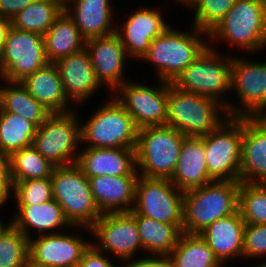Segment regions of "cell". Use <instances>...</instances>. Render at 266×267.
Listing matches in <instances>:
<instances>
[{"label": "cell", "mask_w": 266, "mask_h": 267, "mask_svg": "<svg viewBox=\"0 0 266 267\" xmlns=\"http://www.w3.org/2000/svg\"><path fill=\"white\" fill-rule=\"evenodd\" d=\"M173 24L150 43L148 52L140 60L151 66L154 79L168 83H172L209 45L207 32L192 24H187L190 29Z\"/></svg>", "instance_id": "6da1fadb"}, {"label": "cell", "mask_w": 266, "mask_h": 267, "mask_svg": "<svg viewBox=\"0 0 266 267\" xmlns=\"http://www.w3.org/2000/svg\"><path fill=\"white\" fill-rule=\"evenodd\" d=\"M208 39L209 46L228 44L224 50H227L225 53L229 55H235L236 48V51L241 50L245 52L244 55L248 54L250 57L261 51L264 53L266 0H236L220 23L208 33Z\"/></svg>", "instance_id": "7a4b0ae2"}, {"label": "cell", "mask_w": 266, "mask_h": 267, "mask_svg": "<svg viewBox=\"0 0 266 267\" xmlns=\"http://www.w3.org/2000/svg\"><path fill=\"white\" fill-rule=\"evenodd\" d=\"M217 48L208 45L171 84L184 92L215 99L226 107L229 115L232 55Z\"/></svg>", "instance_id": "3957f363"}, {"label": "cell", "mask_w": 266, "mask_h": 267, "mask_svg": "<svg viewBox=\"0 0 266 267\" xmlns=\"http://www.w3.org/2000/svg\"><path fill=\"white\" fill-rule=\"evenodd\" d=\"M105 97L86 120L79 113L80 147L136 148L138 128L132 117L112 94Z\"/></svg>", "instance_id": "277c9868"}, {"label": "cell", "mask_w": 266, "mask_h": 267, "mask_svg": "<svg viewBox=\"0 0 266 267\" xmlns=\"http://www.w3.org/2000/svg\"><path fill=\"white\" fill-rule=\"evenodd\" d=\"M167 120L185 136L202 137L229 118L226 107L215 99L179 90L167 82Z\"/></svg>", "instance_id": "5b68a950"}, {"label": "cell", "mask_w": 266, "mask_h": 267, "mask_svg": "<svg viewBox=\"0 0 266 267\" xmlns=\"http://www.w3.org/2000/svg\"><path fill=\"white\" fill-rule=\"evenodd\" d=\"M240 181H217L184 192L182 232L199 234L238 210Z\"/></svg>", "instance_id": "8992f818"}, {"label": "cell", "mask_w": 266, "mask_h": 267, "mask_svg": "<svg viewBox=\"0 0 266 267\" xmlns=\"http://www.w3.org/2000/svg\"><path fill=\"white\" fill-rule=\"evenodd\" d=\"M184 137L167 125L138 129L135 149L138 174L147 178L171 179Z\"/></svg>", "instance_id": "52a82bcc"}, {"label": "cell", "mask_w": 266, "mask_h": 267, "mask_svg": "<svg viewBox=\"0 0 266 267\" xmlns=\"http://www.w3.org/2000/svg\"><path fill=\"white\" fill-rule=\"evenodd\" d=\"M51 180L53 198L71 226L90 228L102 215L94 201L89 180L76 163L56 166Z\"/></svg>", "instance_id": "ba28073f"}, {"label": "cell", "mask_w": 266, "mask_h": 267, "mask_svg": "<svg viewBox=\"0 0 266 267\" xmlns=\"http://www.w3.org/2000/svg\"><path fill=\"white\" fill-rule=\"evenodd\" d=\"M243 55H232L229 117H266V61Z\"/></svg>", "instance_id": "9c48e42d"}, {"label": "cell", "mask_w": 266, "mask_h": 267, "mask_svg": "<svg viewBox=\"0 0 266 267\" xmlns=\"http://www.w3.org/2000/svg\"><path fill=\"white\" fill-rule=\"evenodd\" d=\"M78 111H82L80 106L65 113H51L37 127L32 146L55 166L77 162L80 150Z\"/></svg>", "instance_id": "30bf717a"}, {"label": "cell", "mask_w": 266, "mask_h": 267, "mask_svg": "<svg viewBox=\"0 0 266 267\" xmlns=\"http://www.w3.org/2000/svg\"><path fill=\"white\" fill-rule=\"evenodd\" d=\"M243 117H229L204 136L207 172L213 180L239 181Z\"/></svg>", "instance_id": "8fae6325"}, {"label": "cell", "mask_w": 266, "mask_h": 267, "mask_svg": "<svg viewBox=\"0 0 266 267\" xmlns=\"http://www.w3.org/2000/svg\"><path fill=\"white\" fill-rule=\"evenodd\" d=\"M135 77L137 75L120 85L112 95L126 109L138 129L166 125L167 82L155 79V83L151 80L147 84L144 79L142 82Z\"/></svg>", "instance_id": "7c38bea8"}, {"label": "cell", "mask_w": 266, "mask_h": 267, "mask_svg": "<svg viewBox=\"0 0 266 267\" xmlns=\"http://www.w3.org/2000/svg\"><path fill=\"white\" fill-rule=\"evenodd\" d=\"M149 7L141 4L126 12L120 10L117 15L116 33L123 44L127 55L133 60H140L148 52L150 43L161 35L172 23L166 16L162 5ZM120 12V13H119ZM123 19H122V15ZM125 14V15H124ZM165 14V15H164ZM166 16V17H165Z\"/></svg>", "instance_id": "4fadbf2b"}, {"label": "cell", "mask_w": 266, "mask_h": 267, "mask_svg": "<svg viewBox=\"0 0 266 267\" xmlns=\"http://www.w3.org/2000/svg\"><path fill=\"white\" fill-rule=\"evenodd\" d=\"M184 192L170 179L140 176L136 182L134 206L130 214H140L171 225L183 226Z\"/></svg>", "instance_id": "5bb4252c"}, {"label": "cell", "mask_w": 266, "mask_h": 267, "mask_svg": "<svg viewBox=\"0 0 266 267\" xmlns=\"http://www.w3.org/2000/svg\"><path fill=\"white\" fill-rule=\"evenodd\" d=\"M90 231L91 244L122 263L144 256L136 219L129 212L102 214Z\"/></svg>", "instance_id": "9a60e30c"}, {"label": "cell", "mask_w": 266, "mask_h": 267, "mask_svg": "<svg viewBox=\"0 0 266 267\" xmlns=\"http://www.w3.org/2000/svg\"><path fill=\"white\" fill-rule=\"evenodd\" d=\"M89 238L90 228L81 226L36 236L29 239V257L47 267H79L84 252L91 245L92 238Z\"/></svg>", "instance_id": "2e32d148"}, {"label": "cell", "mask_w": 266, "mask_h": 267, "mask_svg": "<svg viewBox=\"0 0 266 267\" xmlns=\"http://www.w3.org/2000/svg\"><path fill=\"white\" fill-rule=\"evenodd\" d=\"M47 63L43 35L11 26L0 56V79L22 82Z\"/></svg>", "instance_id": "e0dca14e"}, {"label": "cell", "mask_w": 266, "mask_h": 267, "mask_svg": "<svg viewBox=\"0 0 266 267\" xmlns=\"http://www.w3.org/2000/svg\"><path fill=\"white\" fill-rule=\"evenodd\" d=\"M85 49L90 54L97 81L103 89L108 88V94L111 95L120 85L133 78L126 68L129 71L128 62L134 61L127 55L116 32L87 40Z\"/></svg>", "instance_id": "ac0fdd59"}, {"label": "cell", "mask_w": 266, "mask_h": 267, "mask_svg": "<svg viewBox=\"0 0 266 267\" xmlns=\"http://www.w3.org/2000/svg\"><path fill=\"white\" fill-rule=\"evenodd\" d=\"M66 97L77 107L99 96L103 87L97 81L89 52L84 49L55 62ZM101 89V90H100ZM100 93H99V92ZM98 93V94H97ZM87 101V102H86Z\"/></svg>", "instance_id": "d6986e66"}, {"label": "cell", "mask_w": 266, "mask_h": 267, "mask_svg": "<svg viewBox=\"0 0 266 267\" xmlns=\"http://www.w3.org/2000/svg\"><path fill=\"white\" fill-rule=\"evenodd\" d=\"M113 1L64 0V11L87 41L116 32L118 8Z\"/></svg>", "instance_id": "ffe728a7"}, {"label": "cell", "mask_w": 266, "mask_h": 267, "mask_svg": "<svg viewBox=\"0 0 266 267\" xmlns=\"http://www.w3.org/2000/svg\"><path fill=\"white\" fill-rule=\"evenodd\" d=\"M11 224L28 239L36 236L58 233L71 227L64 217L61 206L53 198L38 205L11 206ZM14 209V210H12ZM13 213V214H12Z\"/></svg>", "instance_id": "44dd1931"}, {"label": "cell", "mask_w": 266, "mask_h": 267, "mask_svg": "<svg viewBox=\"0 0 266 267\" xmlns=\"http://www.w3.org/2000/svg\"><path fill=\"white\" fill-rule=\"evenodd\" d=\"M245 222L237 210L234 214L217 219L199 235L213 250L224 267L243 261V238Z\"/></svg>", "instance_id": "7402d4cb"}, {"label": "cell", "mask_w": 266, "mask_h": 267, "mask_svg": "<svg viewBox=\"0 0 266 267\" xmlns=\"http://www.w3.org/2000/svg\"><path fill=\"white\" fill-rule=\"evenodd\" d=\"M239 181L266 183V117H243Z\"/></svg>", "instance_id": "603a6c76"}, {"label": "cell", "mask_w": 266, "mask_h": 267, "mask_svg": "<svg viewBox=\"0 0 266 267\" xmlns=\"http://www.w3.org/2000/svg\"><path fill=\"white\" fill-rule=\"evenodd\" d=\"M135 149L80 147L76 164L87 178L139 175Z\"/></svg>", "instance_id": "cb8c5ba5"}, {"label": "cell", "mask_w": 266, "mask_h": 267, "mask_svg": "<svg viewBox=\"0 0 266 267\" xmlns=\"http://www.w3.org/2000/svg\"><path fill=\"white\" fill-rule=\"evenodd\" d=\"M139 175H104L88 178L94 201L102 214L130 212Z\"/></svg>", "instance_id": "d4e9b609"}, {"label": "cell", "mask_w": 266, "mask_h": 267, "mask_svg": "<svg viewBox=\"0 0 266 267\" xmlns=\"http://www.w3.org/2000/svg\"><path fill=\"white\" fill-rule=\"evenodd\" d=\"M170 181L183 192L214 181L207 172L204 136L184 137L177 166Z\"/></svg>", "instance_id": "484cf974"}, {"label": "cell", "mask_w": 266, "mask_h": 267, "mask_svg": "<svg viewBox=\"0 0 266 267\" xmlns=\"http://www.w3.org/2000/svg\"><path fill=\"white\" fill-rule=\"evenodd\" d=\"M21 83L51 113H65L77 108L65 95L55 63L48 62Z\"/></svg>", "instance_id": "4316f807"}, {"label": "cell", "mask_w": 266, "mask_h": 267, "mask_svg": "<svg viewBox=\"0 0 266 267\" xmlns=\"http://www.w3.org/2000/svg\"><path fill=\"white\" fill-rule=\"evenodd\" d=\"M43 38L46 58L52 63L86 47V40L65 11L53 22Z\"/></svg>", "instance_id": "83f0119b"}, {"label": "cell", "mask_w": 266, "mask_h": 267, "mask_svg": "<svg viewBox=\"0 0 266 267\" xmlns=\"http://www.w3.org/2000/svg\"><path fill=\"white\" fill-rule=\"evenodd\" d=\"M2 82V83H1ZM0 110L18 114L39 127L51 114L21 82L0 79Z\"/></svg>", "instance_id": "f1b7e54d"}, {"label": "cell", "mask_w": 266, "mask_h": 267, "mask_svg": "<svg viewBox=\"0 0 266 267\" xmlns=\"http://www.w3.org/2000/svg\"><path fill=\"white\" fill-rule=\"evenodd\" d=\"M137 222L144 255H169L177 245L182 231L176 226L131 214Z\"/></svg>", "instance_id": "f546056e"}, {"label": "cell", "mask_w": 266, "mask_h": 267, "mask_svg": "<svg viewBox=\"0 0 266 267\" xmlns=\"http://www.w3.org/2000/svg\"><path fill=\"white\" fill-rule=\"evenodd\" d=\"M168 256L174 267H224L199 234L182 232Z\"/></svg>", "instance_id": "4dcf8cb0"}, {"label": "cell", "mask_w": 266, "mask_h": 267, "mask_svg": "<svg viewBox=\"0 0 266 267\" xmlns=\"http://www.w3.org/2000/svg\"><path fill=\"white\" fill-rule=\"evenodd\" d=\"M63 11L64 0H35L11 19V26L44 35Z\"/></svg>", "instance_id": "1f68e13d"}, {"label": "cell", "mask_w": 266, "mask_h": 267, "mask_svg": "<svg viewBox=\"0 0 266 267\" xmlns=\"http://www.w3.org/2000/svg\"><path fill=\"white\" fill-rule=\"evenodd\" d=\"M55 167L33 146L16 151L9 157L8 190L19 181L51 177Z\"/></svg>", "instance_id": "d6a6232c"}, {"label": "cell", "mask_w": 266, "mask_h": 267, "mask_svg": "<svg viewBox=\"0 0 266 267\" xmlns=\"http://www.w3.org/2000/svg\"><path fill=\"white\" fill-rule=\"evenodd\" d=\"M36 130L37 126L30 120L0 110V148L8 157L32 146Z\"/></svg>", "instance_id": "836d02e7"}, {"label": "cell", "mask_w": 266, "mask_h": 267, "mask_svg": "<svg viewBox=\"0 0 266 267\" xmlns=\"http://www.w3.org/2000/svg\"><path fill=\"white\" fill-rule=\"evenodd\" d=\"M238 211L245 224H266V183L240 182Z\"/></svg>", "instance_id": "e575fe53"}, {"label": "cell", "mask_w": 266, "mask_h": 267, "mask_svg": "<svg viewBox=\"0 0 266 267\" xmlns=\"http://www.w3.org/2000/svg\"><path fill=\"white\" fill-rule=\"evenodd\" d=\"M12 205H38L53 199L51 177L16 182L6 193ZM13 198V200H12ZM11 203H10V202Z\"/></svg>", "instance_id": "d590c367"}, {"label": "cell", "mask_w": 266, "mask_h": 267, "mask_svg": "<svg viewBox=\"0 0 266 267\" xmlns=\"http://www.w3.org/2000/svg\"><path fill=\"white\" fill-rule=\"evenodd\" d=\"M29 257V239L12 224L0 235V267H22Z\"/></svg>", "instance_id": "8d00e7d4"}, {"label": "cell", "mask_w": 266, "mask_h": 267, "mask_svg": "<svg viewBox=\"0 0 266 267\" xmlns=\"http://www.w3.org/2000/svg\"><path fill=\"white\" fill-rule=\"evenodd\" d=\"M235 1L198 0L189 10L192 14L190 23L197 29L209 33L220 23Z\"/></svg>", "instance_id": "74e56055"}, {"label": "cell", "mask_w": 266, "mask_h": 267, "mask_svg": "<svg viewBox=\"0 0 266 267\" xmlns=\"http://www.w3.org/2000/svg\"><path fill=\"white\" fill-rule=\"evenodd\" d=\"M260 259L266 260V224H246L243 238L245 262L242 265Z\"/></svg>", "instance_id": "f35d334b"}, {"label": "cell", "mask_w": 266, "mask_h": 267, "mask_svg": "<svg viewBox=\"0 0 266 267\" xmlns=\"http://www.w3.org/2000/svg\"><path fill=\"white\" fill-rule=\"evenodd\" d=\"M116 260L105 252L97 250L91 244L84 252L79 267H123V263L120 260Z\"/></svg>", "instance_id": "ab89813d"}, {"label": "cell", "mask_w": 266, "mask_h": 267, "mask_svg": "<svg viewBox=\"0 0 266 267\" xmlns=\"http://www.w3.org/2000/svg\"><path fill=\"white\" fill-rule=\"evenodd\" d=\"M123 267H174L168 255H144L123 262Z\"/></svg>", "instance_id": "60d3db41"}, {"label": "cell", "mask_w": 266, "mask_h": 267, "mask_svg": "<svg viewBox=\"0 0 266 267\" xmlns=\"http://www.w3.org/2000/svg\"><path fill=\"white\" fill-rule=\"evenodd\" d=\"M35 0H0V17L12 19Z\"/></svg>", "instance_id": "b9f144b4"}, {"label": "cell", "mask_w": 266, "mask_h": 267, "mask_svg": "<svg viewBox=\"0 0 266 267\" xmlns=\"http://www.w3.org/2000/svg\"><path fill=\"white\" fill-rule=\"evenodd\" d=\"M9 180V157L0 148V189L6 193L8 191Z\"/></svg>", "instance_id": "7bdbcfd3"}, {"label": "cell", "mask_w": 266, "mask_h": 267, "mask_svg": "<svg viewBox=\"0 0 266 267\" xmlns=\"http://www.w3.org/2000/svg\"><path fill=\"white\" fill-rule=\"evenodd\" d=\"M11 27V20L5 17H0V56L5 47L6 36Z\"/></svg>", "instance_id": "ee69618b"}, {"label": "cell", "mask_w": 266, "mask_h": 267, "mask_svg": "<svg viewBox=\"0 0 266 267\" xmlns=\"http://www.w3.org/2000/svg\"><path fill=\"white\" fill-rule=\"evenodd\" d=\"M6 205H7V208H6ZM8 206H9V204H8L6 197L5 196L0 197V235L11 224V217L7 218L6 215L4 216V214H3V213L7 212L5 210H7L9 208ZM4 207H5V209H3ZM1 214H3V215H1ZM5 218L8 220H5Z\"/></svg>", "instance_id": "f6af8a7d"}, {"label": "cell", "mask_w": 266, "mask_h": 267, "mask_svg": "<svg viewBox=\"0 0 266 267\" xmlns=\"http://www.w3.org/2000/svg\"><path fill=\"white\" fill-rule=\"evenodd\" d=\"M167 1L177 4L178 7L182 6L181 8L184 9V12H185V8H186L187 9L186 12H188L198 0H171V1L167 0Z\"/></svg>", "instance_id": "bcb514c9"}, {"label": "cell", "mask_w": 266, "mask_h": 267, "mask_svg": "<svg viewBox=\"0 0 266 267\" xmlns=\"http://www.w3.org/2000/svg\"><path fill=\"white\" fill-rule=\"evenodd\" d=\"M22 267H47V266H45V265H43V264H40V263H37V262H35L32 258L28 257V258L24 261Z\"/></svg>", "instance_id": "7dc6e473"}, {"label": "cell", "mask_w": 266, "mask_h": 267, "mask_svg": "<svg viewBox=\"0 0 266 267\" xmlns=\"http://www.w3.org/2000/svg\"><path fill=\"white\" fill-rule=\"evenodd\" d=\"M250 264H249V266L250 267H266V260H258L257 262L256 261H252V262H249ZM254 263H255V265H254Z\"/></svg>", "instance_id": "c3c4849f"}, {"label": "cell", "mask_w": 266, "mask_h": 267, "mask_svg": "<svg viewBox=\"0 0 266 267\" xmlns=\"http://www.w3.org/2000/svg\"><path fill=\"white\" fill-rule=\"evenodd\" d=\"M5 196V193L0 189V197Z\"/></svg>", "instance_id": "681fc988"}]
</instances>
